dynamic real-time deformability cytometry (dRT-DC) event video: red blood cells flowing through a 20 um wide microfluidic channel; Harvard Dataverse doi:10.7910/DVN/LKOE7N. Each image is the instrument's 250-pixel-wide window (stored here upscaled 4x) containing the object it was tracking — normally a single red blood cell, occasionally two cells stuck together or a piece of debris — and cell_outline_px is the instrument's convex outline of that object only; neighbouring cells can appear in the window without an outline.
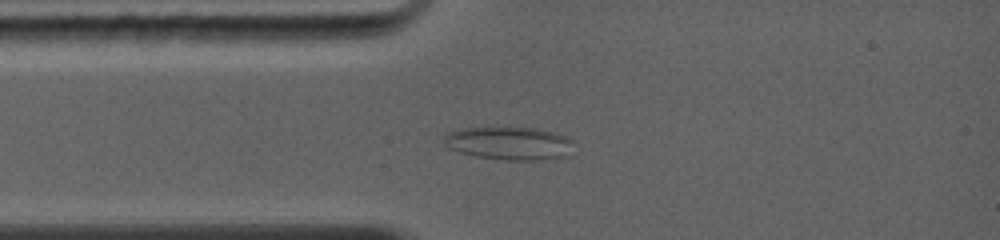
{"species": "common noctule bat (a hibernating species)", "species_latin": "Nyctalus noctula", "temperature_condition": "warm", "stored_images_in_passage": 23, "camera_frame_rate_fps": 5000, "um_per_image_px": 0.085, "animal": {"sex": "female", "body_mass_g": 19.0, "forearm_length_mm": 56.7}, "frame": {"image": 1, "passage_image": 4, "time_ms": 1.8, "image_size_px": [1000, 240], "cell_outline_px": [[572, 140], [568, 156], [540, 160], [504, 160], [472, 156], [448, 148], [444, 144], [444, 136], [448, 132], [460, 128], [536, 128], [556, 132], [568, 136]], "centroid_in_image_um": [43.27, 12.18], "position_along_channel_um": 41.7, "area_um2": 25.14}}
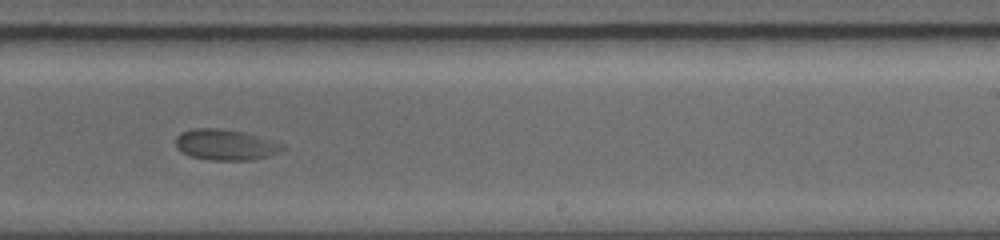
{"frame": {"image": 2, "passage_image": 13, "time_ms": 7.2, "image_size_px": [1000, 240], "cell_outline_px": [[288, 148], [268, 156], [252, 160], [208, 160], [192, 156], [176, 148], [176, 136], [180, 132], [192, 128], [220, 128], [248, 132], [284, 144]], "centroid_in_image_um": [19.2, 12.29], "position_along_channel_um": 269.8, "area_um2": 19.48}}
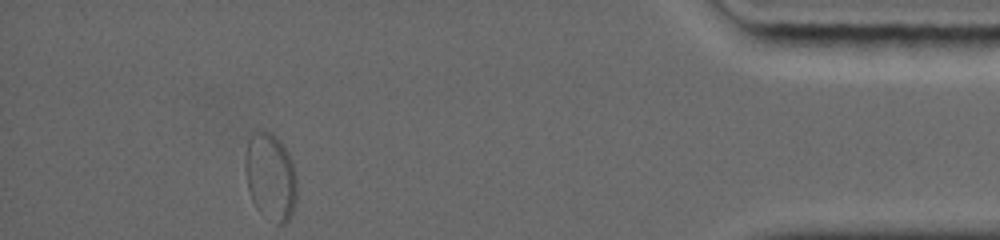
{"frame": {"image": 3, "passage_image": 23, "time_ms": 12.0, "image_size_px": [1000, 240], "cell_outline_px": [[296, 196], [292, 212], [288, 220], [284, 224], [276, 224], [260, 212], [252, 200], [248, 188], [244, 168], [244, 156], [248, 140], [256, 132], [264, 128], [272, 132], [284, 144], [292, 160], [296, 176]], "centroid_in_image_um": [22.98, 14.97], "position_along_channel_um": 412.2, "area_um2": 26.59}}